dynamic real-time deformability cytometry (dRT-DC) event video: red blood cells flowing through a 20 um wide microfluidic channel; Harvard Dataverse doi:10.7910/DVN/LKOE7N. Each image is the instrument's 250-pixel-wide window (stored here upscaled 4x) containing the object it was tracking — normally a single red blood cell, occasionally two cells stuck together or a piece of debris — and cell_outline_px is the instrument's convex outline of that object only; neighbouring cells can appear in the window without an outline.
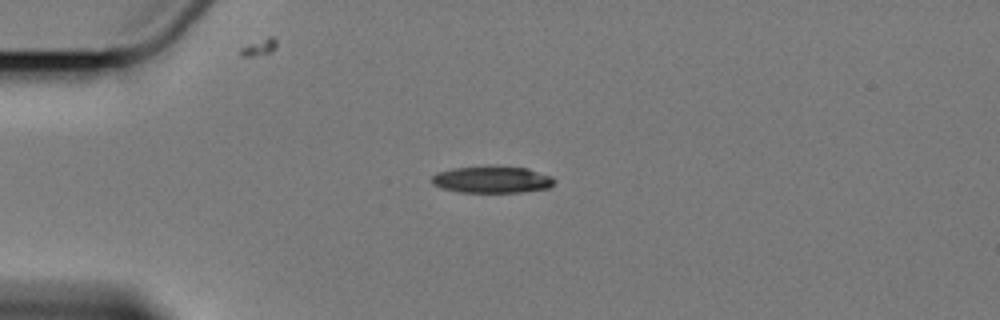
{"species": "Egyptian fruit bat (a non-hibernating species)", "species_latin": "Rousettus aegyptiacus", "temperature_condition": "cold", "stored_images_in_passage": 3, "camera_frame_rate_fps": 3000, "um_per_image_px": 0.085, "animal": {"sex": "female"}, "frame": {"image": 1, "passage_image": 1, "time_ms": 0.0, "image_size_px": [1000, 320], "cell_outline_px": [[556, 180], [548, 188], [520, 192], [460, 192], [440, 188], [432, 184], [432, 176], [436, 172], [452, 168], [528, 168], [552, 176]], "centroid_in_image_um": [41.8, 15.29], "position_along_channel_um": 43.2, "area_um2": 18.61}}
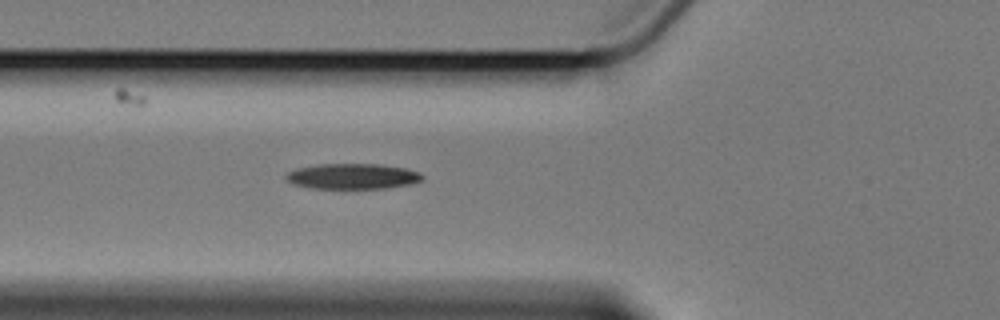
{"frame": {"image": 2, "passage_image": 3, "time_ms": 2.333, "image_size_px": [1000, 320], "cell_outline_px": [[424, 180], [412, 184], [384, 188], [312, 188], [292, 184], [284, 176], [288, 172], [296, 168], [316, 164], [380, 164], [404, 168], [420, 172], [424, 176]], "centroid_in_image_um": [29.98, 14.98], "position_along_channel_um": 95.8, "area_um2": 20.35}}